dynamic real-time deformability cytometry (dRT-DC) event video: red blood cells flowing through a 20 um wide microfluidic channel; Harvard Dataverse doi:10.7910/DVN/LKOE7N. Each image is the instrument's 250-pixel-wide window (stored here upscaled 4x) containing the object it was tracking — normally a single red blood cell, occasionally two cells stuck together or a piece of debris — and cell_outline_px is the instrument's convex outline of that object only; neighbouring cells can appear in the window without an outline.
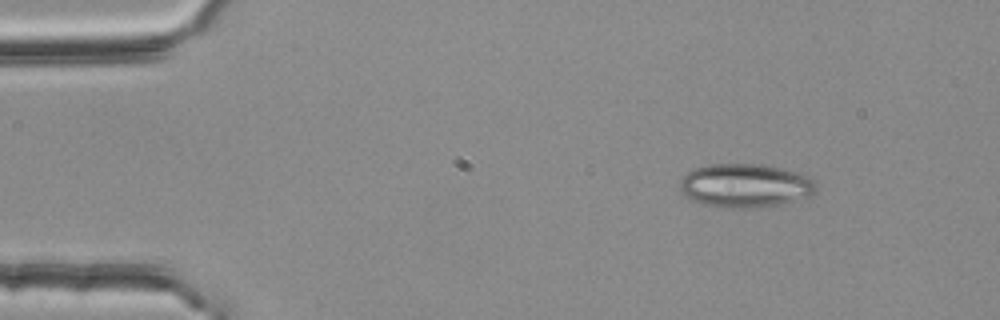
{"species": "common noctule bat (a hibernating species)", "species_latin": "Nyctalus noctula", "temperature_condition": "room temperature", "stored_images_in_passage": 48, "camera_frame_rate_fps": 3000, "um_per_image_px": 0.085, "animal": {"sex": "female", "body_mass_g": 25.1}, "frame": {"image": 1, "passage_image": 1, "time_ms": 0.0, "image_size_px": [1000, 320], "cell_outline_px": [[816, 188], [808, 196], [760, 208], [724, 208], [700, 204], [684, 196], [680, 188], [680, 180], [692, 168], [708, 164], [760, 164], [780, 168], [804, 176], [812, 180], [816, 184]], "centroid_in_image_um": [63.23, 15.78], "position_along_channel_um": 21.8, "area_um2": 34.39}}
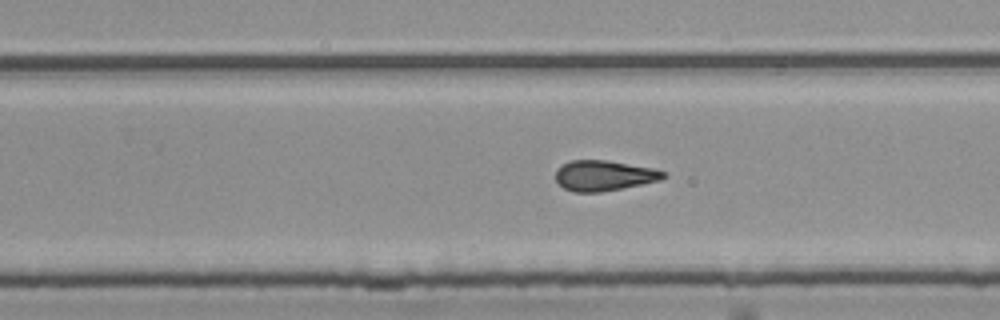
{"frame": {"image": 2, "passage_image": 28, "time_ms": 9.0, "image_size_px": [1000, 320], "cell_outline_px": [[668, 176], [660, 180], [600, 192], [576, 192], [564, 188], [556, 180], [556, 168], [560, 164], [572, 160], [608, 160], [652, 168], [668, 172]], "centroid_in_image_um": [51.34, 14.91], "position_along_channel_um": 278.5, "area_um2": 19.07}}
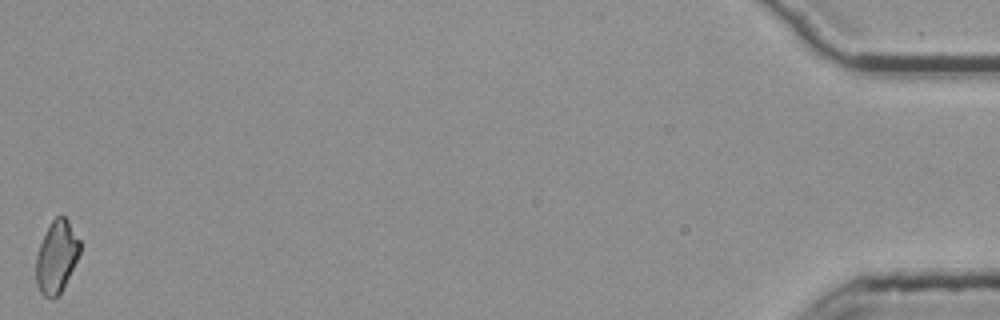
{"frame": {"image": 3, "passage_image": 48, "time_ms": 15.667, "image_size_px": [1000, 320], "cell_outline_px": [[80, 252], [60, 292], [52, 300], [44, 296], [40, 292], [36, 284], [36, 256], [40, 244], [52, 220], [56, 216], [64, 216], [68, 220], [80, 240]], "centroid_in_image_um": [4.79, 21.83], "position_along_channel_um": 430.4, "area_um2": 18.09}, "authors_computed_cell_mechanics": {"area_um2": 19.3919, "velocity_mm_per_s": 3.7805, "shape_relaxation_time_tau1_ms": null, "shape_relaxation_time_tau2_ms": 3.2769, "deformation_change_tau1": null, "deformation_change_tau2": 0.1261}}